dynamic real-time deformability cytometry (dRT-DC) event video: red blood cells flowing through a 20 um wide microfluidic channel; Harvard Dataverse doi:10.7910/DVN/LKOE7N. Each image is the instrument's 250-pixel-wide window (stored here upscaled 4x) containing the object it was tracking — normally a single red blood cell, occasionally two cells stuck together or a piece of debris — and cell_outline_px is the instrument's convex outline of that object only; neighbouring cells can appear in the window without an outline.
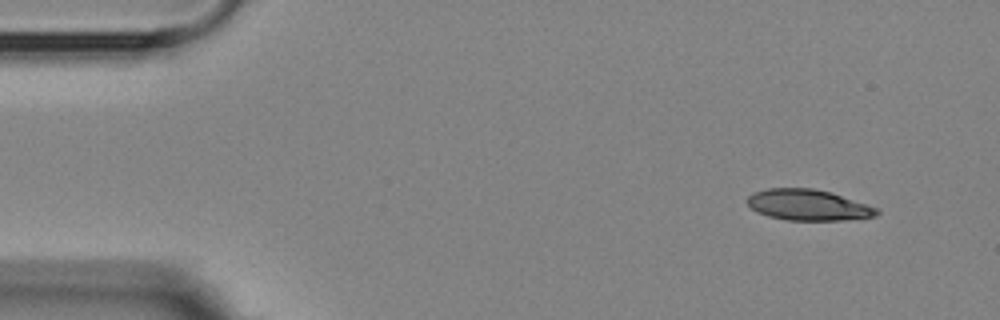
{"species": "Egyptian fruit bat (a non-hibernating species)", "species_latin": "Rousettus aegyptiacus", "temperature_condition": "room temperature", "stored_images_in_passage": 4, "camera_frame_rate_fps": 3000, "um_per_image_px": 0.085, "animal": {"sex": "female"}, "frame": {"image": 1, "passage_image": 1, "time_ms": 0.0, "image_size_px": [1000, 320], "cell_outline_px": [[880, 212], [876, 216], [844, 220], [788, 220], [768, 216], [752, 208], [748, 204], [748, 196], [752, 192], [768, 188], [812, 188], [832, 192], [880, 208]], "centroid_in_image_um": [68.75, 17.41], "position_along_channel_um": 16.3, "area_um2": 23.41}}
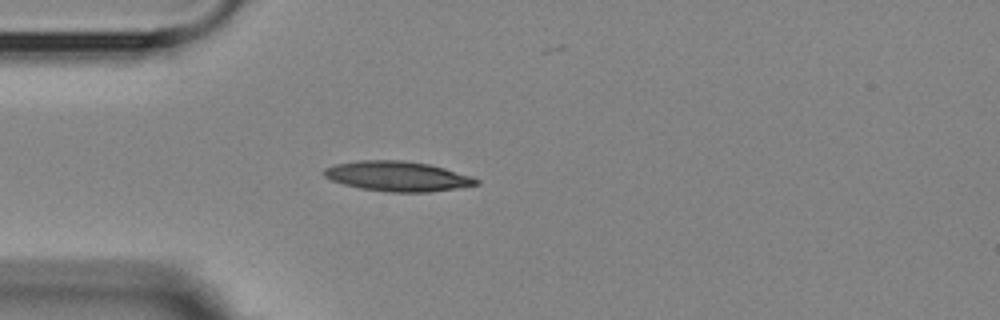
{"frame": {"image": 2, "passage_image": 4, "time_ms": 3.333, "image_size_px": [1000, 320], "cell_outline_px": [[480, 184], [456, 188], [428, 192], [388, 192], [360, 188], [344, 184], [332, 180], [324, 176], [324, 168], [336, 164], [360, 160], [404, 160], [428, 164], [444, 168], [472, 176], [480, 180]], "centroid_in_image_um": [33.81, 14.98], "position_along_channel_um": 51.2, "area_um2": 26.47}}